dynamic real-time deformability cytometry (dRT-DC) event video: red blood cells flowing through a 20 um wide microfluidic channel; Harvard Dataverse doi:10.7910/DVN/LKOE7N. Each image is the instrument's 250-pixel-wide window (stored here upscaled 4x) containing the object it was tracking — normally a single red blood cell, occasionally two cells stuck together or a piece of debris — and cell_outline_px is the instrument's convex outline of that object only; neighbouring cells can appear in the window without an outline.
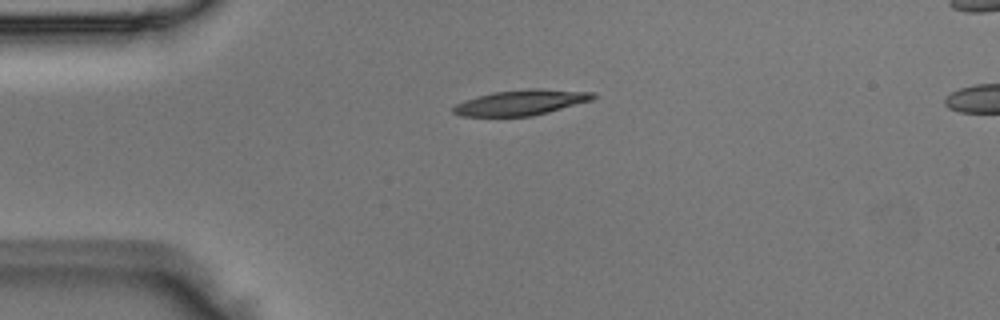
{"species": "Egyptian fruit bat (a non-hibernating species)", "species_latin": "Rousettus aegyptiacus", "temperature_condition": "room temperature", "stored_images_in_passage": 39, "camera_frame_rate_fps": 3000, "um_per_image_px": 0.085, "animal": {"sex": "male"}, "frame": {"image": 1, "passage_image": 1, "time_ms": 0.0, "image_size_px": [1000, 320], "cell_outline_px": [[596, 96], [592, 100], [548, 112], [532, 116], [460, 116], [452, 112], [452, 108], [456, 104], [464, 100], [476, 96], [492, 92], [528, 88], [540, 88], [596, 92]], "centroid_in_image_um": [44.29, 8.7], "position_along_channel_um": 40.7, "area_um2": 20.87}}
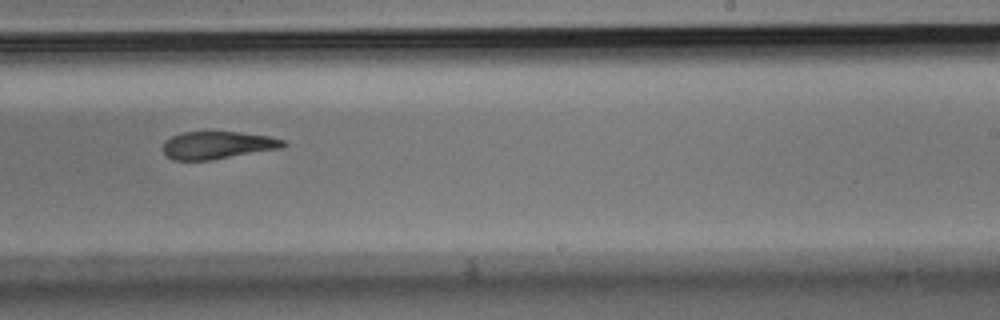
{"frame": {"image": 2, "passage_image": 20, "time_ms": 6.333, "image_size_px": [1000, 320], "cell_outline_px": [[288, 144], [280, 148], [212, 160], [172, 160], [164, 152], [164, 140], [172, 136], [184, 132], [240, 132], [268, 136], [284, 140]], "centroid_in_image_um": [18.49, 12.34], "position_along_channel_um": 270.5, "area_um2": 19.19}}
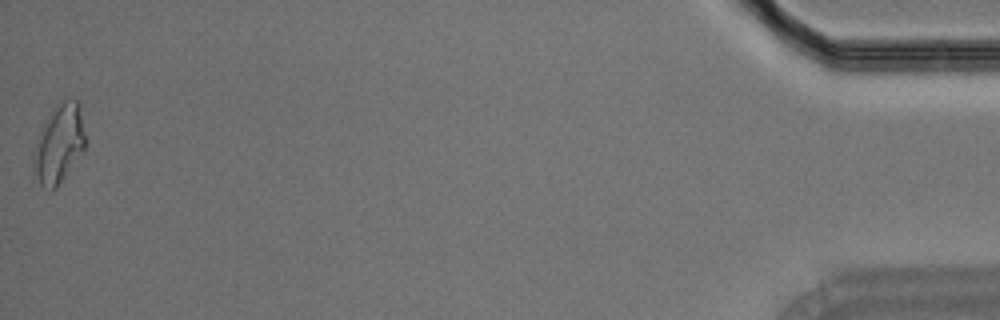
{"frame": {"image": 3, "passage_image": 39, "time_ms": 12.667, "image_size_px": [1000, 320], "cell_outline_px": [[84, 148], [56, 188], [52, 192], [48, 192], [32, 180], [32, 156], [40, 132], [52, 112], [64, 100], [76, 100], [80, 104], [84, 136]], "centroid_in_image_um": [4.95, 12.36], "position_along_channel_um": 430.3, "area_um2": 23.35}}